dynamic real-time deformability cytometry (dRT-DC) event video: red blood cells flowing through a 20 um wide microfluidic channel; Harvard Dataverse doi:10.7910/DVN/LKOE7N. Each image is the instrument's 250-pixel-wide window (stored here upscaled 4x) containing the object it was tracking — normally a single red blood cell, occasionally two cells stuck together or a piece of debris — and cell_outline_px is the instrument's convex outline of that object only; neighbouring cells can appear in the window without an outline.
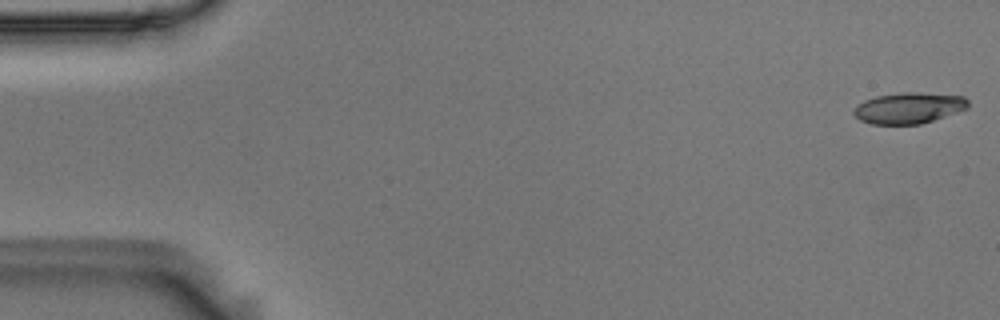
{"species": "Egyptian fruit bat (a non-hibernating species)", "species_latin": "Rousettus aegyptiacus", "temperature_condition": "room temperature", "stored_images_in_passage": 55, "camera_frame_rate_fps": 3000, "um_per_image_px": 0.085, "animal": {"sex": "male"}, "frame": {"image": 1, "passage_image": 1, "time_ms": 0.0, "image_size_px": [1000, 320], "cell_outline_px": [[968, 108], [920, 124], [872, 124], [860, 120], [852, 112], [852, 108], [856, 104], [864, 100], [876, 96], [904, 92], [916, 92], [964, 96], [968, 100]], "centroid_in_image_um": [77.2, 9.17], "position_along_channel_um": 7.8, "area_um2": 20.63}}
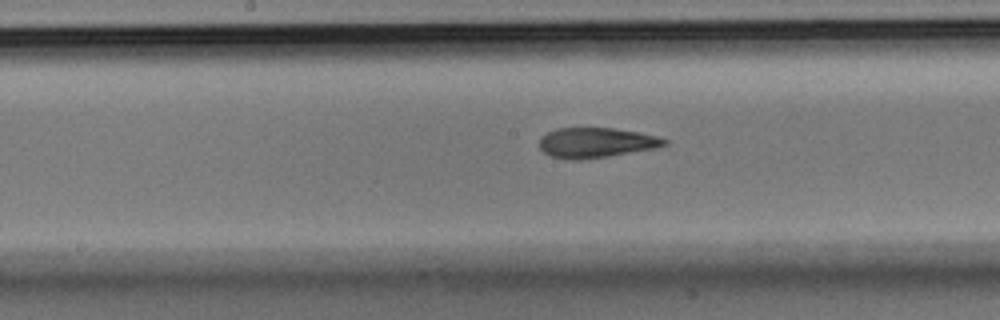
{"frame": {"image": 2, "passage_image": 28, "time_ms": 9.0, "image_size_px": [1000, 320], "cell_outline_px": [[668, 144], [656, 148], [608, 156], [580, 160], [568, 160], [552, 156], [544, 152], [540, 148], [540, 136], [556, 128], [612, 128], [640, 132], [656, 136], [668, 140]], "centroid_in_image_um": [50.66, 12.12], "position_along_channel_um": 197.5, "area_um2": 21.91}}
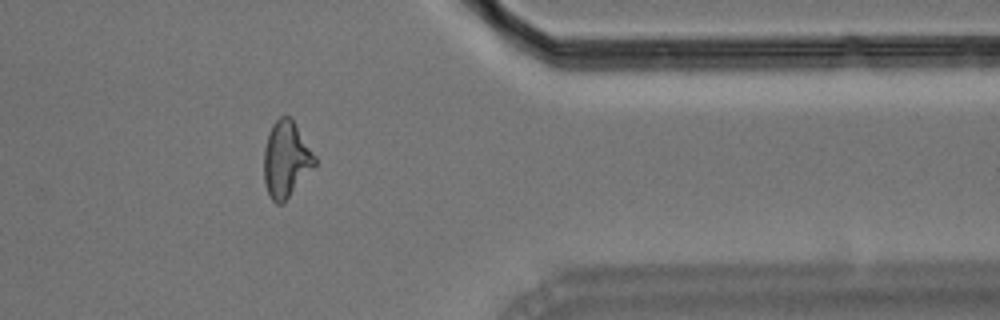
{"frame": {"image": 3, "passage_image": 45, "time_ms": 14.667, "image_size_px": [1000, 320], "cell_outline_px": [[316, 164], [284, 204], [276, 204], [272, 200], [264, 184], [264, 148], [268, 132], [272, 124], [280, 116], [292, 116], [316, 156]], "centroid_in_image_um": [24.32, 13.53], "position_along_channel_um": 387.1, "area_um2": 22.95}, "authors_computed_cell_mechanics": {"area_um2": 21.964, "velocity_mm_per_s": 3.6292, "shape_relaxation_time_tau1_ms": 11.1437, "shape_relaxation_time_tau2_ms": 2.7843, "deformation_change_tau1": 0.2769, "deformation_change_tau2": 0.1127}}